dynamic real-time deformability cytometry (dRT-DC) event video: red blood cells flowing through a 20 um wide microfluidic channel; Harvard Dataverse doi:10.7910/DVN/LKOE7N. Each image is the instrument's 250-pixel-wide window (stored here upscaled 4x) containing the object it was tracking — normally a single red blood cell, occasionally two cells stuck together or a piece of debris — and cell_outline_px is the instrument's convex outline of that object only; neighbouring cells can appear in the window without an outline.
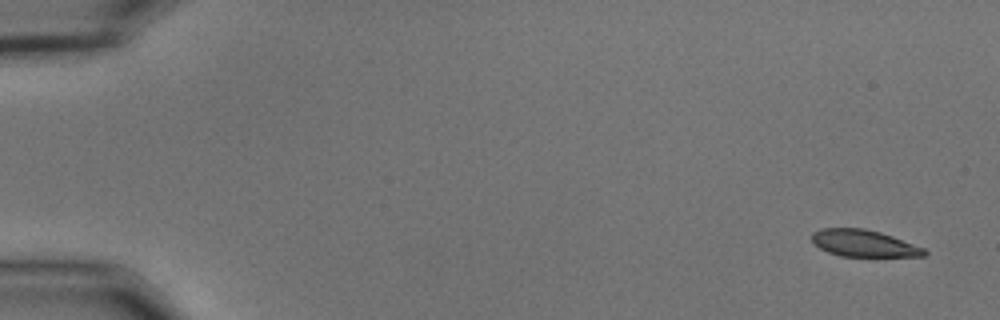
{"species": "common noctule bat (a hibernating species)", "species_latin": "Nyctalus noctula", "temperature_condition": "cold", "stored_images_in_passage": 54, "camera_frame_rate_fps": 3000, "um_per_image_px": 0.085, "animal": {"sex": "male", "body_mass_g": 15.6}, "frame": {"image": 1, "passage_image": 1, "time_ms": 0.0, "image_size_px": [1000, 320], "cell_outline_px": [[928, 252], [924, 256], [840, 256], [828, 252], [812, 244], [812, 232], [820, 228], [864, 228], [880, 232], [892, 236], [924, 248]], "centroid_in_image_um": [73.38, 20.67], "position_along_channel_um": 11.6, "area_um2": 17.57}}
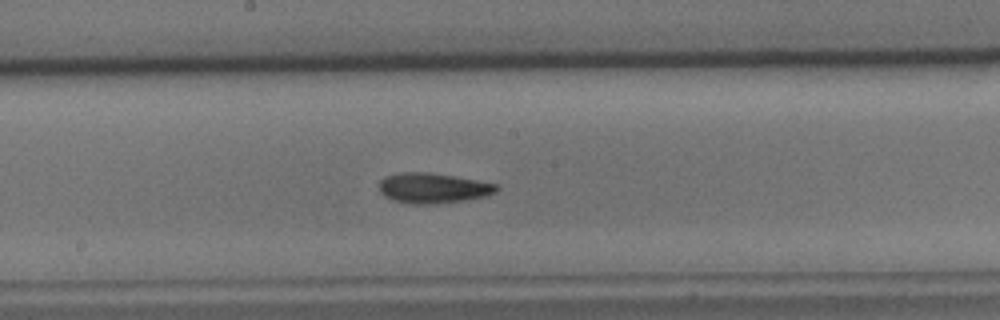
{"frame": {"image": 2, "passage_image": 29, "time_ms": 9.333, "image_size_px": [1000, 320], "cell_outline_px": [[500, 188], [496, 192], [488, 196], [464, 200], [436, 204], [412, 204], [392, 200], [384, 196], [380, 192], [380, 180], [384, 176], [404, 172], [428, 172], [500, 184]], "centroid_in_image_um": [36.83, 15.99], "position_along_channel_um": 211.4, "area_um2": 20.81}}
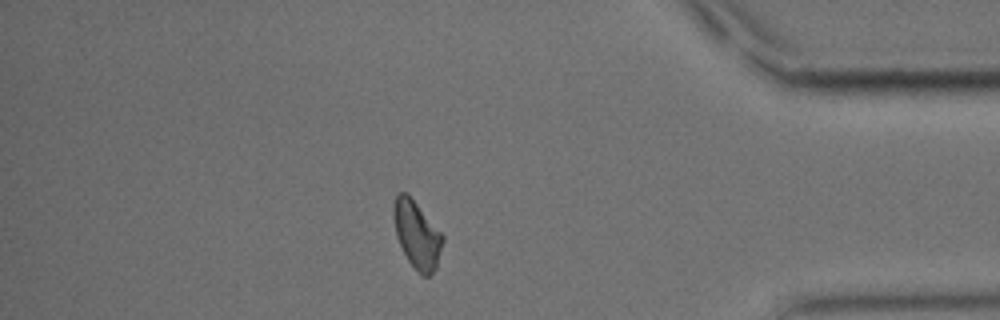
{"frame": {"image": 3, "passage_image": 47, "time_ms": 15.333, "image_size_px": [1000, 320], "cell_outline_px": [[444, 240], [436, 268], [428, 276], [424, 276], [408, 260], [396, 236], [392, 216], [392, 208], [396, 192], [408, 192], [444, 236]], "centroid_in_image_um": [35.41, 19.87], "position_along_channel_um": 399.8, "area_um2": 19.31}, "authors_computed_cell_mechanics": {"area_um2": 19.4786, "velocity_mm_per_s": 3.6332, "shape_relaxation_time_tau1_ms": 5.6082, "shape_relaxation_time_tau2_ms": 7.7714, "deformation_change_tau1": 0.1511, "deformation_change_tau2": 0.1496}}